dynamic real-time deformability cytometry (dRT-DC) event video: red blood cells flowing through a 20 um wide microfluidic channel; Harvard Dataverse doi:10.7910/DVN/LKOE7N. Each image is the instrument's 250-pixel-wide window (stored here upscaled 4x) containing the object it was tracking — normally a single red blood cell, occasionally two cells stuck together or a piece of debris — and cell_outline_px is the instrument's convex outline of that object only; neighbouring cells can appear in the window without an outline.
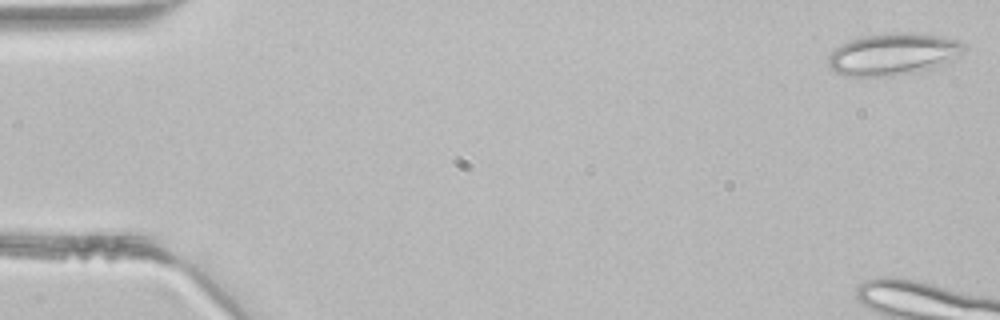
{"species": "common noctule bat (a hibernating species)", "species_latin": "Nyctalus noctula", "temperature_condition": "room temperature", "stored_images_in_passage": 8, "camera_frame_rate_fps": 3000, "um_per_image_px": 0.085, "animal": {"sex": "male", "body_mass_g": 21.5, "forearm_length_mm": 52.0}, "frame": {"image": 1, "passage_image": 1, "time_ms": 0.0, "image_size_px": [1000, 320], "cell_outline_px": [[968, 48], [964, 52], [912, 72], [892, 76], [848, 76], [832, 72], [828, 68], [828, 56], [840, 44], [848, 40], [860, 36], [892, 32], [916, 32], [940, 36], [960, 40], [968, 44]], "centroid_in_image_um": [75.82, 4.56], "position_along_channel_um": 9.2, "area_um2": 32.89}}